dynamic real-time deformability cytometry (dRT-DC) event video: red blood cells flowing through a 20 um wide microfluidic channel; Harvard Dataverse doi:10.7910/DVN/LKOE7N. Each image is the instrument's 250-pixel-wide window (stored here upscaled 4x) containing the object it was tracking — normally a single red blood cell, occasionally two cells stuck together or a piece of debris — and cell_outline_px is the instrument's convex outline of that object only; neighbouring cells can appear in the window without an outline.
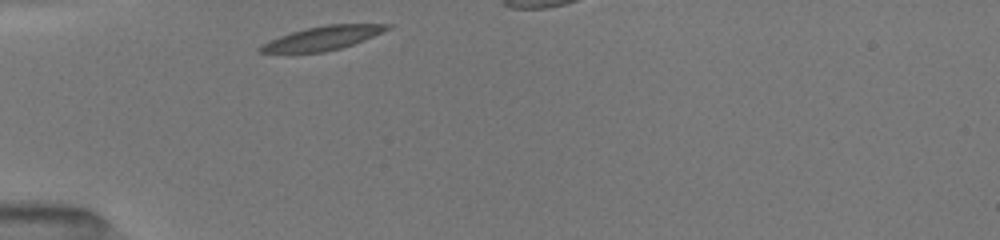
{"species": "common noctule bat (a hibernating species)", "species_latin": "Nyctalus noctula", "temperature_condition": "room temperature", "stored_images_in_passage": 28, "camera_frame_rate_fps": 3000, "um_per_image_px": 0.085, "animal": {"sex": "female", "body_mass_g": 19.5, "forearm_length_mm": 54.1}, "frame": {"image": 1, "passage_image": 1, "time_ms": 0.0, "image_size_px": [1000, 240], "cell_outline_px": [[392, 28], [364, 40], [340, 48], [324, 52], [260, 52], [256, 48], [260, 44], [280, 36], [292, 32], [308, 28], [328, 24], [392, 24]], "centroid_in_image_um": [27.44, 3.23], "position_along_channel_um": 57.6, "area_um2": 17.4}}
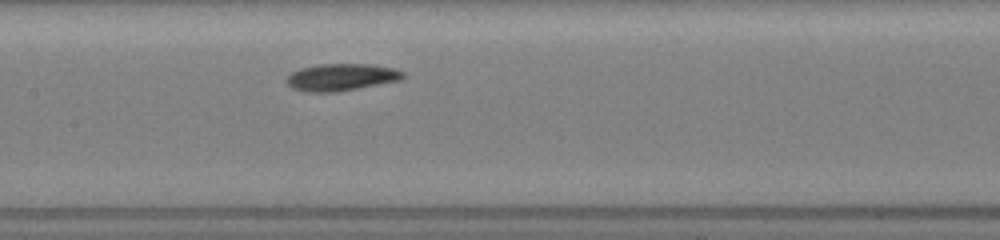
{"frame": {"image": 2, "passage_image": 11, "time_ms": 3.333, "image_size_px": [1000, 240], "cell_outline_px": [[404, 76], [400, 80], [336, 92], [308, 92], [292, 88], [284, 80], [292, 72], [300, 68], [320, 64], [372, 64], [392, 68], [404, 72]], "centroid_in_image_um": [28.98, 6.56], "position_along_channel_um": 178.4, "area_um2": 18.26}}
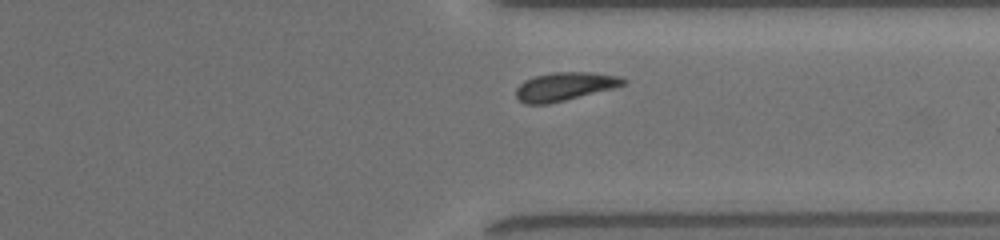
{"frame": {"image": 3, "passage_image": 25, "time_ms": 8.0, "image_size_px": [1000, 240], "cell_outline_px": [[628, 80], [624, 84], [612, 88], [548, 104], [524, 104], [516, 96], [516, 88], [524, 80], [536, 76], [552, 72], [588, 72], [624, 76]], "centroid_in_image_um": [48.0, 7.34], "position_along_channel_um": 363.4, "area_um2": 17.63}}